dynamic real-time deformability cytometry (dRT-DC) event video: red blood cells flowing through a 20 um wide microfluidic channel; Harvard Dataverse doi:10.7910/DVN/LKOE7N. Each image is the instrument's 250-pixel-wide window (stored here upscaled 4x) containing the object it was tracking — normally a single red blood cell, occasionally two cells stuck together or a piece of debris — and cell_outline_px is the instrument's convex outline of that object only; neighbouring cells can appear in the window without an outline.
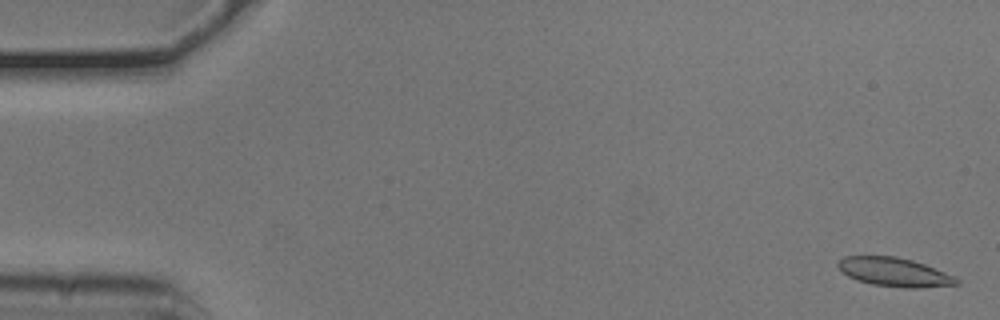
{"species": "common noctule bat (a hibernating species)", "species_latin": "Nyctalus noctula", "temperature_condition": "cold", "stored_images_in_passage": 54, "camera_frame_rate_fps": 3000, "um_per_image_px": 0.085, "animal": {"sex": "male", "body_mass_g": 20.5, "forearm_length_mm": 52.5}, "frame": {"image": 1, "passage_image": 2, "time_ms": 0.333, "image_size_px": [1000, 320], "cell_outline_px": [[960, 284], [920, 288], [904, 288], [872, 284], [856, 280], [848, 276], [836, 264], [844, 256], [896, 256], [912, 260], [924, 264], [944, 272], [960, 280]], "centroid_in_image_um": [76.02, 23.13], "position_along_channel_um": 9.0, "area_um2": 19.77}}
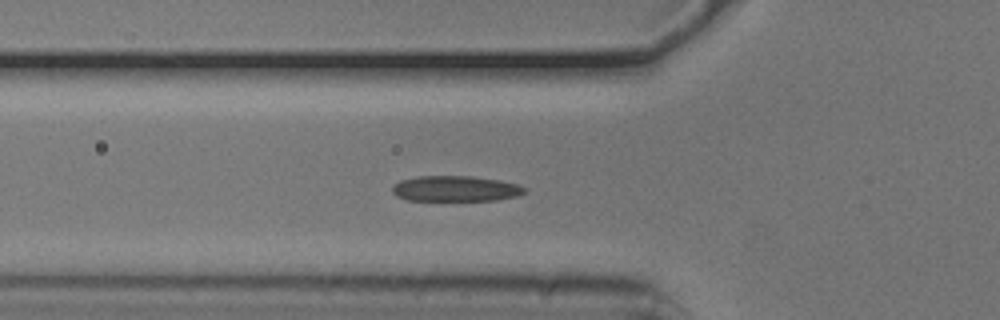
{"frame": {"image": 2, "passage_image": 19, "time_ms": 6.0, "image_size_px": [1000, 320], "cell_outline_px": [[528, 192], [516, 196], [496, 200], [408, 200], [396, 196], [392, 192], [392, 188], [400, 180], [416, 176], [472, 176], [500, 180], [516, 184], [528, 188]], "centroid_in_image_um": [38.74, 16.03], "position_along_channel_um": 87.1, "area_um2": 19.77}}
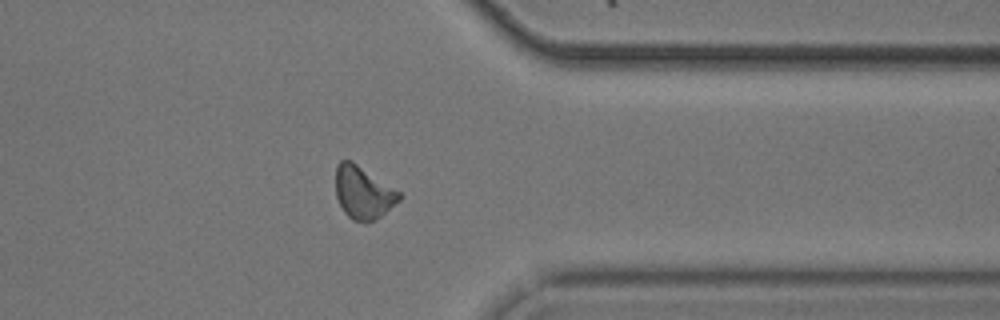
{"frame": {"image": 3, "passage_image": 43, "time_ms": 14.0, "image_size_px": [1000, 320], "cell_outline_px": [[404, 196], [400, 200], [376, 220], [368, 224], [364, 224], [352, 220], [344, 212], [336, 196], [336, 168], [340, 160], [352, 160], [400, 192]], "centroid_in_image_um": [30.88, 16.4], "position_along_channel_um": 380.5, "area_um2": 19.71}}